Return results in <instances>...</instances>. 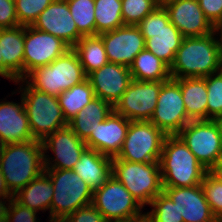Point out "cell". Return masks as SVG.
Returning <instances> with one entry per match:
<instances>
[{
  "mask_svg": "<svg viewBox=\"0 0 222 222\" xmlns=\"http://www.w3.org/2000/svg\"><path fill=\"white\" fill-rule=\"evenodd\" d=\"M124 25L137 26L159 3L156 0H121Z\"/></svg>",
  "mask_w": 222,
  "mask_h": 222,
  "instance_id": "cell-35",
  "label": "cell"
},
{
  "mask_svg": "<svg viewBox=\"0 0 222 222\" xmlns=\"http://www.w3.org/2000/svg\"><path fill=\"white\" fill-rule=\"evenodd\" d=\"M201 186L211 211L216 217H219L222 215V182L207 172Z\"/></svg>",
  "mask_w": 222,
  "mask_h": 222,
  "instance_id": "cell-37",
  "label": "cell"
},
{
  "mask_svg": "<svg viewBox=\"0 0 222 222\" xmlns=\"http://www.w3.org/2000/svg\"><path fill=\"white\" fill-rule=\"evenodd\" d=\"M44 155L43 143L38 140L5 144L0 171L13 195L45 171Z\"/></svg>",
  "mask_w": 222,
  "mask_h": 222,
  "instance_id": "cell-2",
  "label": "cell"
},
{
  "mask_svg": "<svg viewBox=\"0 0 222 222\" xmlns=\"http://www.w3.org/2000/svg\"><path fill=\"white\" fill-rule=\"evenodd\" d=\"M64 220L65 222H107L100 211L92 204L77 209Z\"/></svg>",
  "mask_w": 222,
  "mask_h": 222,
  "instance_id": "cell-39",
  "label": "cell"
},
{
  "mask_svg": "<svg viewBox=\"0 0 222 222\" xmlns=\"http://www.w3.org/2000/svg\"><path fill=\"white\" fill-rule=\"evenodd\" d=\"M69 49L60 38L32 26H24L23 79L29 72L49 65Z\"/></svg>",
  "mask_w": 222,
  "mask_h": 222,
  "instance_id": "cell-14",
  "label": "cell"
},
{
  "mask_svg": "<svg viewBox=\"0 0 222 222\" xmlns=\"http://www.w3.org/2000/svg\"><path fill=\"white\" fill-rule=\"evenodd\" d=\"M150 205L154 209L145 215L151 222H184L183 217L179 216L176 204L164 191L159 193Z\"/></svg>",
  "mask_w": 222,
  "mask_h": 222,
  "instance_id": "cell-33",
  "label": "cell"
},
{
  "mask_svg": "<svg viewBox=\"0 0 222 222\" xmlns=\"http://www.w3.org/2000/svg\"><path fill=\"white\" fill-rule=\"evenodd\" d=\"M19 26L15 0H0V29Z\"/></svg>",
  "mask_w": 222,
  "mask_h": 222,
  "instance_id": "cell-40",
  "label": "cell"
},
{
  "mask_svg": "<svg viewBox=\"0 0 222 222\" xmlns=\"http://www.w3.org/2000/svg\"><path fill=\"white\" fill-rule=\"evenodd\" d=\"M129 124L130 120L113 110L95 130L91 131L85 144L89 149H94L103 155L117 157L123 147Z\"/></svg>",
  "mask_w": 222,
  "mask_h": 222,
  "instance_id": "cell-20",
  "label": "cell"
},
{
  "mask_svg": "<svg viewBox=\"0 0 222 222\" xmlns=\"http://www.w3.org/2000/svg\"><path fill=\"white\" fill-rule=\"evenodd\" d=\"M42 143L45 152L51 149L56 156L52 164L50 158L44 155L45 169L73 170L82 153L88 148L85 141L80 139L68 125L53 132Z\"/></svg>",
  "mask_w": 222,
  "mask_h": 222,
  "instance_id": "cell-16",
  "label": "cell"
},
{
  "mask_svg": "<svg viewBox=\"0 0 222 222\" xmlns=\"http://www.w3.org/2000/svg\"><path fill=\"white\" fill-rule=\"evenodd\" d=\"M158 3H159V5H161V0H156Z\"/></svg>",
  "mask_w": 222,
  "mask_h": 222,
  "instance_id": "cell-53",
  "label": "cell"
},
{
  "mask_svg": "<svg viewBox=\"0 0 222 222\" xmlns=\"http://www.w3.org/2000/svg\"><path fill=\"white\" fill-rule=\"evenodd\" d=\"M49 222H65V220H62V219H50Z\"/></svg>",
  "mask_w": 222,
  "mask_h": 222,
  "instance_id": "cell-50",
  "label": "cell"
},
{
  "mask_svg": "<svg viewBox=\"0 0 222 222\" xmlns=\"http://www.w3.org/2000/svg\"><path fill=\"white\" fill-rule=\"evenodd\" d=\"M112 176L119 180L143 207L163 191L159 161L137 163L112 158Z\"/></svg>",
  "mask_w": 222,
  "mask_h": 222,
  "instance_id": "cell-6",
  "label": "cell"
},
{
  "mask_svg": "<svg viewBox=\"0 0 222 222\" xmlns=\"http://www.w3.org/2000/svg\"><path fill=\"white\" fill-rule=\"evenodd\" d=\"M222 70V55L214 34L184 37L170 66L172 79L204 78Z\"/></svg>",
  "mask_w": 222,
  "mask_h": 222,
  "instance_id": "cell-1",
  "label": "cell"
},
{
  "mask_svg": "<svg viewBox=\"0 0 222 222\" xmlns=\"http://www.w3.org/2000/svg\"><path fill=\"white\" fill-rule=\"evenodd\" d=\"M0 76H3V60H2L1 51H0Z\"/></svg>",
  "mask_w": 222,
  "mask_h": 222,
  "instance_id": "cell-47",
  "label": "cell"
},
{
  "mask_svg": "<svg viewBox=\"0 0 222 222\" xmlns=\"http://www.w3.org/2000/svg\"><path fill=\"white\" fill-rule=\"evenodd\" d=\"M159 166L163 187L199 185L208 172L178 135L166 136Z\"/></svg>",
  "mask_w": 222,
  "mask_h": 222,
  "instance_id": "cell-3",
  "label": "cell"
},
{
  "mask_svg": "<svg viewBox=\"0 0 222 222\" xmlns=\"http://www.w3.org/2000/svg\"><path fill=\"white\" fill-rule=\"evenodd\" d=\"M92 205L107 222H125L145 216L140 211L144 207L112 175L101 188L93 192Z\"/></svg>",
  "mask_w": 222,
  "mask_h": 222,
  "instance_id": "cell-10",
  "label": "cell"
},
{
  "mask_svg": "<svg viewBox=\"0 0 222 222\" xmlns=\"http://www.w3.org/2000/svg\"><path fill=\"white\" fill-rule=\"evenodd\" d=\"M4 146H5V144L0 140V161H1Z\"/></svg>",
  "mask_w": 222,
  "mask_h": 222,
  "instance_id": "cell-48",
  "label": "cell"
},
{
  "mask_svg": "<svg viewBox=\"0 0 222 222\" xmlns=\"http://www.w3.org/2000/svg\"><path fill=\"white\" fill-rule=\"evenodd\" d=\"M6 202H2V199L0 200V222H6V217H7V210L8 207L7 204L5 206Z\"/></svg>",
  "mask_w": 222,
  "mask_h": 222,
  "instance_id": "cell-45",
  "label": "cell"
},
{
  "mask_svg": "<svg viewBox=\"0 0 222 222\" xmlns=\"http://www.w3.org/2000/svg\"><path fill=\"white\" fill-rule=\"evenodd\" d=\"M166 134L150 121H130L117 159L137 163L160 160Z\"/></svg>",
  "mask_w": 222,
  "mask_h": 222,
  "instance_id": "cell-9",
  "label": "cell"
},
{
  "mask_svg": "<svg viewBox=\"0 0 222 222\" xmlns=\"http://www.w3.org/2000/svg\"><path fill=\"white\" fill-rule=\"evenodd\" d=\"M3 77L16 83L23 80L24 26L0 29Z\"/></svg>",
  "mask_w": 222,
  "mask_h": 222,
  "instance_id": "cell-22",
  "label": "cell"
},
{
  "mask_svg": "<svg viewBox=\"0 0 222 222\" xmlns=\"http://www.w3.org/2000/svg\"><path fill=\"white\" fill-rule=\"evenodd\" d=\"M169 1H172V0H161V5H163V4H165V3L169 2Z\"/></svg>",
  "mask_w": 222,
  "mask_h": 222,
  "instance_id": "cell-51",
  "label": "cell"
},
{
  "mask_svg": "<svg viewBox=\"0 0 222 222\" xmlns=\"http://www.w3.org/2000/svg\"><path fill=\"white\" fill-rule=\"evenodd\" d=\"M137 26L145 38V49L170 67L184 36L170 22L164 6H157Z\"/></svg>",
  "mask_w": 222,
  "mask_h": 222,
  "instance_id": "cell-7",
  "label": "cell"
},
{
  "mask_svg": "<svg viewBox=\"0 0 222 222\" xmlns=\"http://www.w3.org/2000/svg\"><path fill=\"white\" fill-rule=\"evenodd\" d=\"M94 90L88 79L62 92L57 98L67 122L95 98Z\"/></svg>",
  "mask_w": 222,
  "mask_h": 222,
  "instance_id": "cell-30",
  "label": "cell"
},
{
  "mask_svg": "<svg viewBox=\"0 0 222 222\" xmlns=\"http://www.w3.org/2000/svg\"><path fill=\"white\" fill-rule=\"evenodd\" d=\"M219 30H221V38L218 40L215 38V42L218 46V49L222 55V19L216 21L215 23L212 24V33L215 34L216 31L218 32Z\"/></svg>",
  "mask_w": 222,
  "mask_h": 222,
  "instance_id": "cell-44",
  "label": "cell"
},
{
  "mask_svg": "<svg viewBox=\"0 0 222 222\" xmlns=\"http://www.w3.org/2000/svg\"><path fill=\"white\" fill-rule=\"evenodd\" d=\"M164 82L132 79L127 90L113 107L114 111L130 121H150Z\"/></svg>",
  "mask_w": 222,
  "mask_h": 222,
  "instance_id": "cell-13",
  "label": "cell"
},
{
  "mask_svg": "<svg viewBox=\"0 0 222 222\" xmlns=\"http://www.w3.org/2000/svg\"><path fill=\"white\" fill-rule=\"evenodd\" d=\"M218 181L222 182V157L208 170Z\"/></svg>",
  "mask_w": 222,
  "mask_h": 222,
  "instance_id": "cell-42",
  "label": "cell"
},
{
  "mask_svg": "<svg viewBox=\"0 0 222 222\" xmlns=\"http://www.w3.org/2000/svg\"><path fill=\"white\" fill-rule=\"evenodd\" d=\"M133 222H151L147 217L146 215L140 219H135L133 220Z\"/></svg>",
  "mask_w": 222,
  "mask_h": 222,
  "instance_id": "cell-46",
  "label": "cell"
},
{
  "mask_svg": "<svg viewBox=\"0 0 222 222\" xmlns=\"http://www.w3.org/2000/svg\"><path fill=\"white\" fill-rule=\"evenodd\" d=\"M23 91L21 97L34 140L42 142L56 130L68 125L56 96L33 89L27 84Z\"/></svg>",
  "mask_w": 222,
  "mask_h": 222,
  "instance_id": "cell-8",
  "label": "cell"
},
{
  "mask_svg": "<svg viewBox=\"0 0 222 222\" xmlns=\"http://www.w3.org/2000/svg\"><path fill=\"white\" fill-rule=\"evenodd\" d=\"M6 222H37V211L20 204L14 197L9 201Z\"/></svg>",
  "mask_w": 222,
  "mask_h": 222,
  "instance_id": "cell-38",
  "label": "cell"
},
{
  "mask_svg": "<svg viewBox=\"0 0 222 222\" xmlns=\"http://www.w3.org/2000/svg\"><path fill=\"white\" fill-rule=\"evenodd\" d=\"M198 2L211 24L222 19V0H198Z\"/></svg>",
  "mask_w": 222,
  "mask_h": 222,
  "instance_id": "cell-41",
  "label": "cell"
},
{
  "mask_svg": "<svg viewBox=\"0 0 222 222\" xmlns=\"http://www.w3.org/2000/svg\"><path fill=\"white\" fill-rule=\"evenodd\" d=\"M216 120H217V122H218V124H219V126H220L221 135H222V117H220V118H218V119H216Z\"/></svg>",
  "mask_w": 222,
  "mask_h": 222,
  "instance_id": "cell-49",
  "label": "cell"
},
{
  "mask_svg": "<svg viewBox=\"0 0 222 222\" xmlns=\"http://www.w3.org/2000/svg\"><path fill=\"white\" fill-rule=\"evenodd\" d=\"M204 78L208 95L207 120H216L222 117V70Z\"/></svg>",
  "mask_w": 222,
  "mask_h": 222,
  "instance_id": "cell-34",
  "label": "cell"
},
{
  "mask_svg": "<svg viewBox=\"0 0 222 222\" xmlns=\"http://www.w3.org/2000/svg\"><path fill=\"white\" fill-rule=\"evenodd\" d=\"M0 197L2 199H9V201L14 197V195L9 191L5 184L4 176L0 171Z\"/></svg>",
  "mask_w": 222,
  "mask_h": 222,
  "instance_id": "cell-43",
  "label": "cell"
},
{
  "mask_svg": "<svg viewBox=\"0 0 222 222\" xmlns=\"http://www.w3.org/2000/svg\"><path fill=\"white\" fill-rule=\"evenodd\" d=\"M53 185L48 174L44 171L27 186L21 188L14 198L23 206H26L34 211L50 210L53 198Z\"/></svg>",
  "mask_w": 222,
  "mask_h": 222,
  "instance_id": "cell-27",
  "label": "cell"
},
{
  "mask_svg": "<svg viewBox=\"0 0 222 222\" xmlns=\"http://www.w3.org/2000/svg\"><path fill=\"white\" fill-rule=\"evenodd\" d=\"M181 88L182 99L191 120H207V87L205 78L175 79Z\"/></svg>",
  "mask_w": 222,
  "mask_h": 222,
  "instance_id": "cell-25",
  "label": "cell"
},
{
  "mask_svg": "<svg viewBox=\"0 0 222 222\" xmlns=\"http://www.w3.org/2000/svg\"><path fill=\"white\" fill-rule=\"evenodd\" d=\"M95 96L107 101L113 107L127 90L132 76L129 67L108 62L87 75Z\"/></svg>",
  "mask_w": 222,
  "mask_h": 222,
  "instance_id": "cell-19",
  "label": "cell"
},
{
  "mask_svg": "<svg viewBox=\"0 0 222 222\" xmlns=\"http://www.w3.org/2000/svg\"><path fill=\"white\" fill-rule=\"evenodd\" d=\"M78 31L83 36L96 35L95 0H66Z\"/></svg>",
  "mask_w": 222,
  "mask_h": 222,
  "instance_id": "cell-32",
  "label": "cell"
},
{
  "mask_svg": "<svg viewBox=\"0 0 222 222\" xmlns=\"http://www.w3.org/2000/svg\"><path fill=\"white\" fill-rule=\"evenodd\" d=\"M53 0H15L16 14L20 26H32L40 13Z\"/></svg>",
  "mask_w": 222,
  "mask_h": 222,
  "instance_id": "cell-36",
  "label": "cell"
},
{
  "mask_svg": "<svg viewBox=\"0 0 222 222\" xmlns=\"http://www.w3.org/2000/svg\"><path fill=\"white\" fill-rule=\"evenodd\" d=\"M73 171L93 191L101 188L112 174V158L87 148L75 164Z\"/></svg>",
  "mask_w": 222,
  "mask_h": 222,
  "instance_id": "cell-24",
  "label": "cell"
},
{
  "mask_svg": "<svg viewBox=\"0 0 222 222\" xmlns=\"http://www.w3.org/2000/svg\"><path fill=\"white\" fill-rule=\"evenodd\" d=\"M54 191L51 218L64 220L77 209L92 204L93 190L73 170L45 169Z\"/></svg>",
  "mask_w": 222,
  "mask_h": 222,
  "instance_id": "cell-5",
  "label": "cell"
},
{
  "mask_svg": "<svg viewBox=\"0 0 222 222\" xmlns=\"http://www.w3.org/2000/svg\"><path fill=\"white\" fill-rule=\"evenodd\" d=\"M32 27L60 38L70 48L83 37L77 29L66 0H53L40 13Z\"/></svg>",
  "mask_w": 222,
  "mask_h": 222,
  "instance_id": "cell-17",
  "label": "cell"
},
{
  "mask_svg": "<svg viewBox=\"0 0 222 222\" xmlns=\"http://www.w3.org/2000/svg\"><path fill=\"white\" fill-rule=\"evenodd\" d=\"M86 75L106 65L109 60L100 35L83 36L73 47Z\"/></svg>",
  "mask_w": 222,
  "mask_h": 222,
  "instance_id": "cell-29",
  "label": "cell"
},
{
  "mask_svg": "<svg viewBox=\"0 0 222 222\" xmlns=\"http://www.w3.org/2000/svg\"><path fill=\"white\" fill-rule=\"evenodd\" d=\"M170 22L184 37H202L212 33L198 0H172L163 4Z\"/></svg>",
  "mask_w": 222,
  "mask_h": 222,
  "instance_id": "cell-18",
  "label": "cell"
},
{
  "mask_svg": "<svg viewBox=\"0 0 222 222\" xmlns=\"http://www.w3.org/2000/svg\"><path fill=\"white\" fill-rule=\"evenodd\" d=\"M216 222H222V215H220L219 217H217V221Z\"/></svg>",
  "mask_w": 222,
  "mask_h": 222,
  "instance_id": "cell-52",
  "label": "cell"
},
{
  "mask_svg": "<svg viewBox=\"0 0 222 222\" xmlns=\"http://www.w3.org/2000/svg\"><path fill=\"white\" fill-rule=\"evenodd\" d=\"M96 35L124 26L121 0H95Z\"/></svg>",
  "mask_w": 222,
  "mask_h": 222,
  "instance_id": "cell-31",
  "label": "cell"
},
{
  "mask_svg": "<svg viewBox=\"0 0 222 222\" xmlns=\"http://www.w3.org/2000/svg\"><path fill=\"white\" fill-rule=\"evenodd\" d=\"M177 135L207 170L222 157V135L217 120H191Z\"/></svg>",
  "mask_w": 222,
  "mask_h": 222,
  "instance_id": "cell-11",
  "label": "cell"
},
{
  "mask_svg": "<svg viewBox=\"0 0 222 222\" xmlns=\"http://www.w3.org/2000/svg\"><path fill=\"white\" fill-rule=\"evenodd\" d=\"M0 140L4 144L34 140L24 103H0Z\"/></svg>",
  "mask_w": 222,
  "mask_h": 222,
  "instance_id": "cell-23",
  "label": "cell"
},
{
  "mask_svg": "<svg viewBox=\"0 0 222 222\" xmlns=\"http://www.w3.org/2000/svg\"><path fill=\"white\" fill-rule=\"evenodd\" d=\"M132 79L138 81H168L170 67L147 49H143L129 67Z\"/></svg>",
  "mask_w": 222,
  "mask_h": 222,
  "instance_id": "cell-28",
  "label": "cell"
},
{
  "mask_svg": "<svg viewBox=\"0 0 222 222\" xmlns=\"http://www.w3.org/2000/svg\"><path fill=\"white\" fill-rule=\"evenodd\" d=\"M114 110L113 106L105 100L95 97L77 115L68 122V126L83 141L103 122Z\"/></svg>",
  "mask_w": 222,
  "mask_h": 222,
  "instance_id": "cell-26",
  "label": "cell"
},
{
  "mask_svg": "<svg viewBox=\"0 0 222 222\" xmlns=\"http://www.w3.org/2000/svg\"><path fill=\"white\" fill-rule=\"evenodd\" d=\"M33 89L58 97L62 92L87 79V75L73 48L56 58L52 63L29 72L24 80Z\"/></svg>",
  "mask_w": 222,
  "mask_h": 222,
  "instance_id": "cell-4",
  "label": "cell"
},
{
  "mask_svg": "<svg viewBox=\"0 0 222 222\" xmlns=\"http://www.w3.org/2000/svg\"><path fill=\"white\" fill-rule=\"evenodd\" d=\"M163 191L176 204L184 222H216L201 184L192 187H163Z\"/></svg>",
  "mask_w": 222,
  "mask_h": 222,
  "instance_id": "cell-21",
  "label": "cell"
},
{
  "mask_svg": "<svg viewBox=\"0 0 222 222\" xmlns=\"http://www.w3.org/2000/svg\"><path fill=\"white\" fill-rule=\"evenodd\" d=\"M190 121L182 99L180 84L170 78L161 86L150 122L166 135H177Z\"/></svg>",
  "mask_w": 222,
  "mask_h": 222,
  "instance_id": "cell-12",
  "label": "cell"
},
{
  "mask_svg": "<svg viewBox=\"0 0 222 222\" xmlns=\"http://www.w3.org/2000/svg\"><path fill=\"white\" fill-rule=\"evenodd\" d=\"M109 62L130 67L145 49V38L138 26L124 25L100 34Z\"/></svg>",
  "mask_w": 222,
  "mask_h": 222,
  "instance_id": "cell-15",
  "label": "cell"
}]
</instances>
